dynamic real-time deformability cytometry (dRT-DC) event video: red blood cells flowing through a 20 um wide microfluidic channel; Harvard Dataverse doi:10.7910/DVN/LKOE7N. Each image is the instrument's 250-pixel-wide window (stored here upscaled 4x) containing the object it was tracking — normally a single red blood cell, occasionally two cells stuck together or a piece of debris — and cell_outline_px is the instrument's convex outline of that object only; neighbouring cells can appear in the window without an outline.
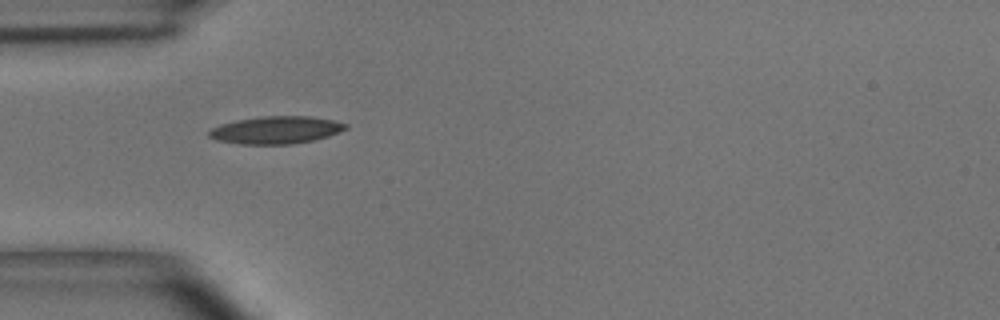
{"species": "common noctule bat (a hibernating species)", "species_latin": "Nyctalus noctula", "temperature_condition": "room temperature", "stored_images_in_passage": 37, "camera_frame_rate_fps": 3000, "um_per_image_px": 0.085, "animal": {"sex": "male", "body_mass_g": 15.6}, "frame": {"image": 1, "passage_image": 1, "time_ms": 0.0, "image_size_px": [1000, 320], "cell_outline_px": [[348, 128], [340, 132], [328, 136], [312, 140], [288, 144], [240, 144], [216, 140], [208, 136], [208, 132], [212, 128], [220, 124], [236, 120], [264, 116], [308, 116], [332, 120], [348, 124]], "centroid_in_image_um": [23.45, 11.05], "position_along_channel_um": 61.6, "area_um2": 21.79}}
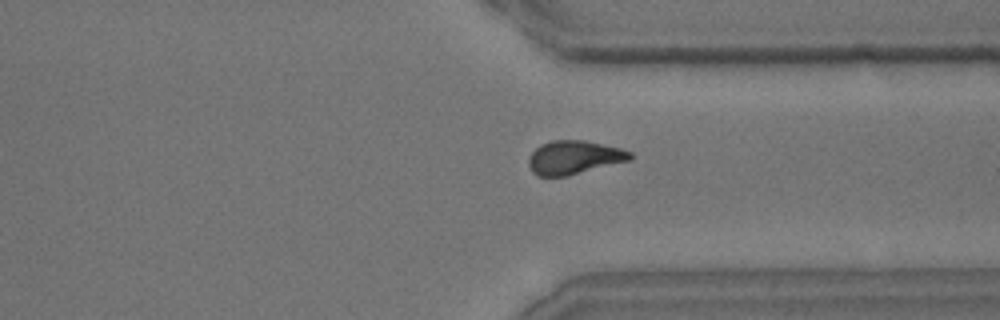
{"frame": {"image": 2, "passage_image": 24, "time_ms": 7.667, "image_size_px": [1000, 320], "cell_outline_px": [[632, 160], [564, 176], [540, 176], [532, 172], [528, 164], [528, 156], [540, 144], [552, 140], [584, 140], [620, 148], [632, 152]], "centroid_in_image_um": [48.78, 13.37], "position_along_channel_um": 362.6, "area_um2": 19.83}}
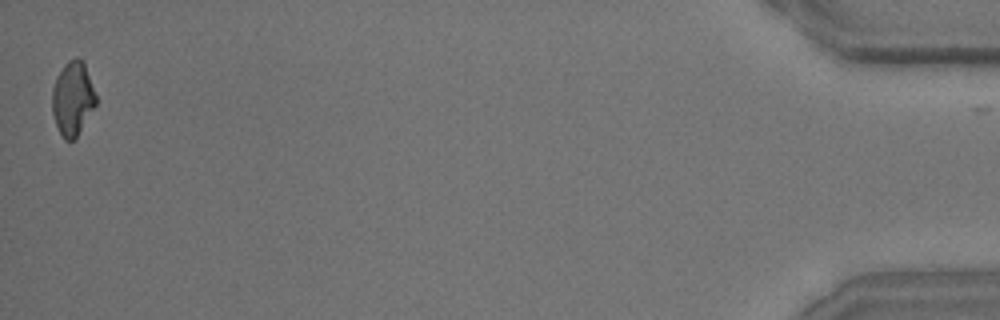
{"frame": {"image": 3, "passage_image": 36, "time_ms": 11.667, "image_size_px": [1000, 320], "cell_outline_px": [[96, 104], [76, 136], [72, 140], [64, 140], [56, 124], [52, 112], [52, 88], [56, 76], [64, 64], [68, 60], [76, 56], [84, 60], [96, 96]], "centroid_in_image_um": [6.16, 8.31], "position_along_channel_um": 429.0, "area_um2": 18.79}, "authors_computed_cell_mechanics": {"area_um2": 19.652, "velocity_mm_per_s": 3.9376, "shape_relaxation_time_tau1_ms": 4.7548, "shape_relaxation_time_tau2_ms": 2.4562, "deformation_change_tau1": 0.1606, "deformation_change_tau2": 0.0943}}